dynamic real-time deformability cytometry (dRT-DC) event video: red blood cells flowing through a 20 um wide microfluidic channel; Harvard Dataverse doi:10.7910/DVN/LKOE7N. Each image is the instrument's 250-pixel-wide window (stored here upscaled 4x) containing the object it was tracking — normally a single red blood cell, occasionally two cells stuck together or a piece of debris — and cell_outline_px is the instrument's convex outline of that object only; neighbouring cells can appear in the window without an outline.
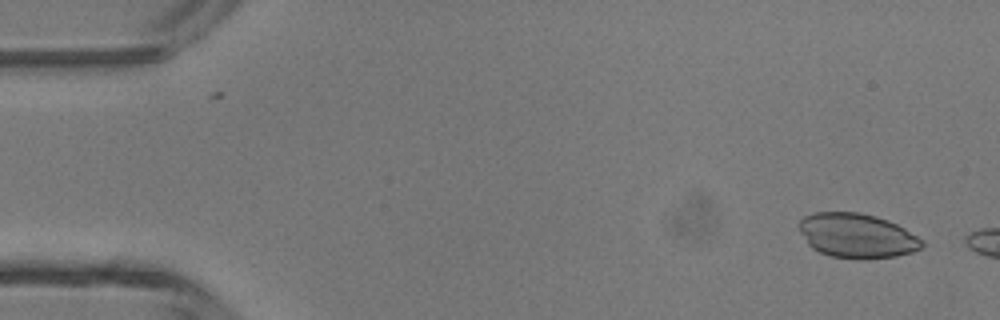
{"species": "common noctule bat (a hibernating species)", "species_latin": "Nyctalus noctula", "temperature_condition": "room temperature", "stored_images_in_passage": 6, "camera_frame_rate_fps": 3000, "um_per_image_px": 0.085, "animal": {"sex": "male", "body_mass_g": 13.3}, "frame": {"image": 1, "passage_image": 2, "time_ms": 0.333, "image_size_px": [1000, 320], "cell_outline_px": [[924, 244], [920, 248], [912, 252], [896, 256], [864, 260], [828, 256], [812, 248], [808, 244], [800, 232], [796, 224], [804, 216], [816, 212], [860, 212], [876, 216], [888, 220], [904, 228], [916, 236]], "centroid_in_image_um": [72.79, 20.04], "position_along_channel_um": 12.2, "area_um2": 32.08}}